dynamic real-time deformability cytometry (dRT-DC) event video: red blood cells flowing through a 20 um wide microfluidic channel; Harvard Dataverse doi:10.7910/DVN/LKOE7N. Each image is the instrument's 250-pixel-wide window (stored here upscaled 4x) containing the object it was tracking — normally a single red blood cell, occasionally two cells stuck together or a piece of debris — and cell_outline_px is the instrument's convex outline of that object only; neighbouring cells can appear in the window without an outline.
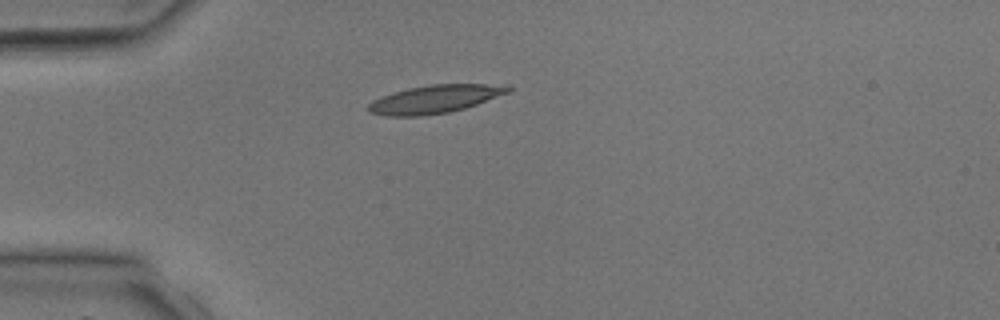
{"species": "common noctule bat (a hibernating species)", "species_latin": "Nyctalus noctula", "temperature_condition": "room temperature", "stored_images_in_passage": 1, "camera_frame_rate_fps": 3000, "um_per_image_px": 0.085, "animal": {"sex": "male", "body_mass_g": 17.9, "forearm_length_mm": 54.2}, "frame": {"image": 1, "passage_image": 1, "time_ms": 0.0, "image_size_px": [1000, 320], "cell_outline_px": [[512, 88], [508, 92], [476, 104], [464, 108], [448, 112], [424, 116], [384, 116], [368, 112], [368, 104], [372, 100], [380, 96], [408, 88], [432, 84], [484, 84]], "centroid_in_image_um": [36.84, 8.44], "position_along_channel_um": 48.2, "area_um2": 22.54}}